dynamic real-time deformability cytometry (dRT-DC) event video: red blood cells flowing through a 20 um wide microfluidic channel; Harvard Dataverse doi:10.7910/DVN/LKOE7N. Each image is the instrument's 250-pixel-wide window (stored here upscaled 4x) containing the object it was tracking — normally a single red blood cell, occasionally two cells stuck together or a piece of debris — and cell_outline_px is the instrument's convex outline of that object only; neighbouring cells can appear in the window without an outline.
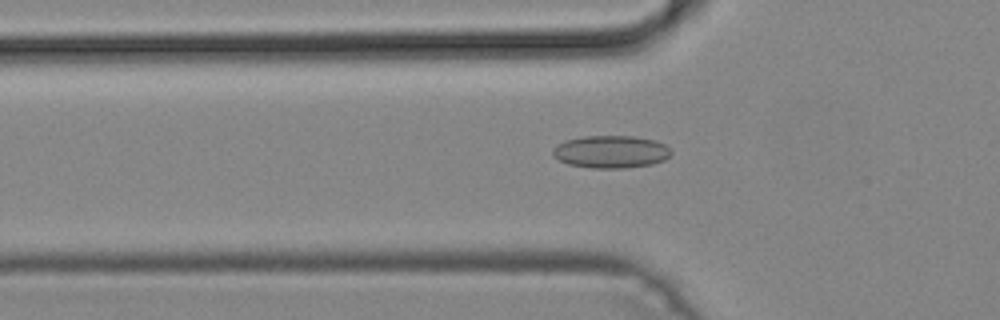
{"species": "common noctule bat (a hibernating species)", "species_latin": "Nyctalus noctula", "temperature_condition": "cold", "stored_images_in_passage": 42, "camera_frame_rate_fps": 3000, "um_per_image_px": 0.085, "animal": {"sex": "male", "body_mass_g": 19.2, "forearm_length_mm": 51.8}, "frame": {"image": 1, "passage_image": 9, "time_ms": 2.667, "image_size_px": [1000, 320], "cell_outline_px": [[672, 152], [664, 160], [652, 164], [624, 168], [592, 168], [568, 164], [560, 160], [552, 152], [552, 148], [556, 144], [564, 140], [584, 136], [632, 136], [656, 140], [664, 144]], "centroid_in_image_um": [51.91, 12.89], "position_along_channel_um": 73.9, "area_um2": 22.43}}
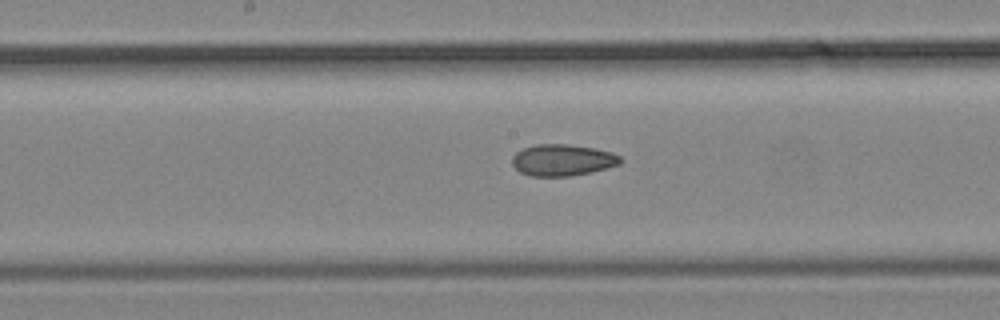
{"frame": {"image": 2, "passage_image": 18, "time_ms": 5.667, "image_size_px": [1000, 320], "cell_outline_px": [[624, 160], [620, 164], [608, 168], [592, 172], [568, 176], [532, 176], [520, 172], [512, 164], [512, 156], [516, 152], [524, 148], [536, 144], [568, 144], [596, 148], [612, 152], [620, 156]], "centroid_in_image_um": [47.85, 13.6], "position_along_channel_um": 200.4, "area_um2": 20.06}}
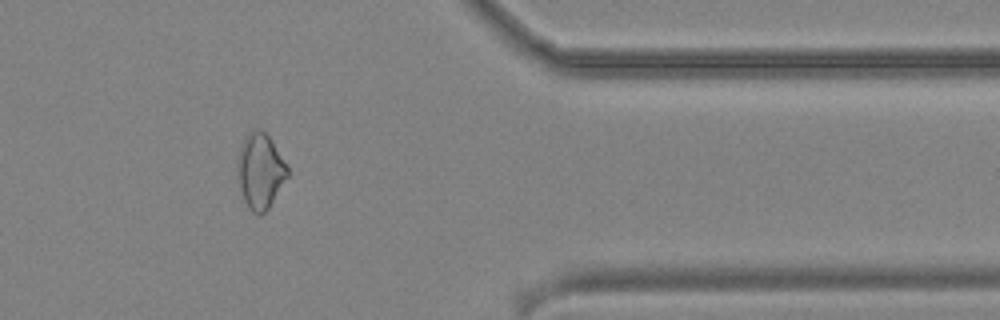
{"frame": {"image": 3, "passage_image": 33, "time_ms": 10.667, "image_size_px": [1000, 320], "cell_outline_px": [[288, 176], [268, 208], [260, 216], [252, 212], [248, 208], [244, 200], [240, 188], [236, 168], [236, 160], [240, 144], [248, 132], [252, 128], [260, 128], [272, 140], [288, 164]], "centroid_in_image_um": [22.1, 14.49], "position_along_channel_um": 389.3, "area_um2": 22.37}}